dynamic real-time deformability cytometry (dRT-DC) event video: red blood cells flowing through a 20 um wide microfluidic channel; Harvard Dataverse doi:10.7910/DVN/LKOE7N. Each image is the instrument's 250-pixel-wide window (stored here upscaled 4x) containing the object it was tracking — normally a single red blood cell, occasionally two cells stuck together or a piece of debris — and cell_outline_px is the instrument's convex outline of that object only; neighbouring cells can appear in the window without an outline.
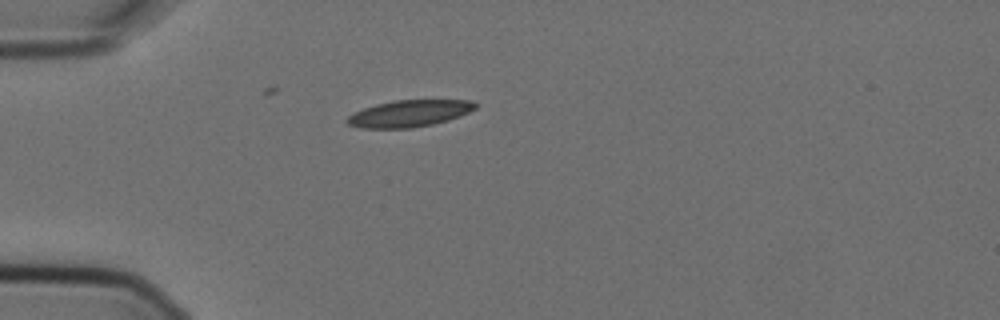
{"species": "Egyptian fruit bat (a non-hibernating species)", "species_latin": "Rousettus aegyptiacus", "temperature_condition": "cold", "stored_images_in_passage": 1, "camera_frame_rate_fps": 3000, "um_per_image_px": 0.085, "animal": {"sex": "female"}, "frame": {"image": 1, "passage_image": 1, "time_ms": 0.0, "image_size_px": [1000, 320], "cell_outline_px": [[476, 108], [460, 116], [448, 120], [432, 124], [412, 128], [360, 128], [348, 124], [344, 120], [348, 116], [364, 108], [376, 104], [396, 100], [472, 100], [476, 104]], "centroid_in_image_um": [34.78, 9.65], "position_along_channel_um": 50.2, "area_um2": 19.88}}